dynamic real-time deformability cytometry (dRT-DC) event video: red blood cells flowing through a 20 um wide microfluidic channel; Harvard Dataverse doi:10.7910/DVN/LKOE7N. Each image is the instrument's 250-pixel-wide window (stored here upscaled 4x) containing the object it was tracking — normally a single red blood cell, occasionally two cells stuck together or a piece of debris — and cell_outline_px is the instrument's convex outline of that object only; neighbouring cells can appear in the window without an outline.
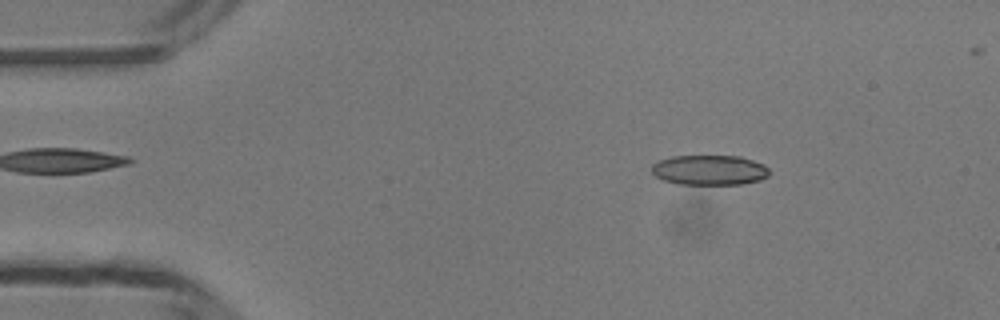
{"species": "common noctule bat (a hibernating species)", "species_latin": "Nyctalus noctula", "temperature_condition": "room temperature", "stored_images_in_passage": 48, "camera_frame_rate_fps": 3000, "um_per_image_px": 0.085, "animal": {"sex": "male", "body_mass_g": 13.3}, "frame": {"image": 1, "passage_image": 7, "time_ms": 2.0, "image_size_px": [1000, 320], "cell_outline_px": [[768, 176], [760, 180], [740, 184], [680, 184], [664, 180], [656, 176], [652, 172], [652, 164], [660, 160], [672, 156], [740, 156], [764, 164], [768, 168]], "centroid_in_image_um": [60.31, 14.45], "position_along_channel_um": 24.7, "area_um2": 20.46}}
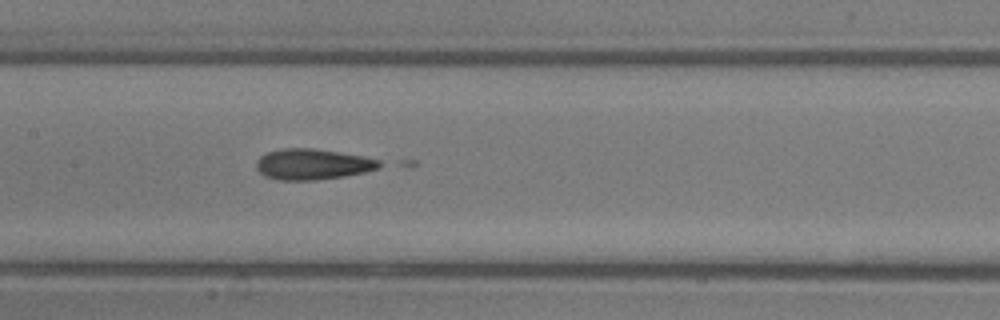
{"frame": {"image": 2, "passage_image": 23, "time_ms": 7.333, "image_size_px": [1000, 320], "cell_outline_px": [[388, 164], [380, 168], [364, 172], [344, 176], [316, 180], [276, 180], [264, 176], [256, 168], [256, 164], [260, 156], [268, 152], [284, 148], [312, 148], [364, 156], [380, 160]], "centroid_in_image_um": [26.62, 13.96], "position_along_channel_um": 180.8, "area_um2": 22.25}}
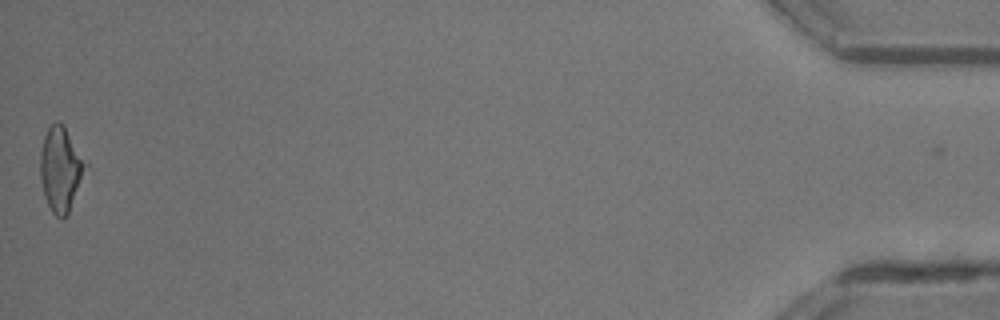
{"frame": {"image": 3, "passage_image": 48, "time_ms": 15.667, "image_size_px": [1000, 320], "cell_outline_px": [[92, 168], [68, 216], [64, 220], [60, 220], [52, 212], [44, 196], [40, 176], [40, 152], [44, 136], [48, 124], [56, 120], [64, 124], [88, 160]], "centroid_in_image_um": [5.27, 14.39], "position_along_channel_um": 429.9, "area_um2": 24.22}}